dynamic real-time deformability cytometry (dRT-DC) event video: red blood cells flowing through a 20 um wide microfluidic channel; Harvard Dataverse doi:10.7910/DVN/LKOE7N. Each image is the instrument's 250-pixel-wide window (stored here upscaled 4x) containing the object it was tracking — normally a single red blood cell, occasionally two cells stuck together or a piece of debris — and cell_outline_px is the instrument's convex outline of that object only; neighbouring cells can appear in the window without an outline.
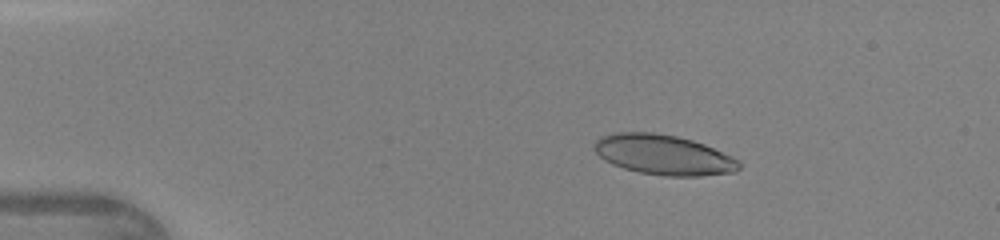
{"species": "human", "species_latin": "Homo sapiens", "temperature_condition": "warm", "stored_images_in_passage": 46, "camera_frame_rate_fps": 3000, "um_per_image_px": 0.085, "donor": {"sex": "female"}, "frame": {"image": 1, "passage_image": 8, "time_ms": 2.333, "image_size_px": [1000, 240], "cell_outline_px": [[740, 168], [736, 172], [700, 176], [664, 176], [640, 172], [624, 168], [612, 164], [604, 160], [596, 152], [596, 140], [600, 136], [616, 132], [652, 132], [676, 136], [692, 140], [704, 144], [732, 156], [740, 160]], "centroid_in_image_um": [56.43, 13.16], "position_along_channel_um": 28.6, "area_um2": 33.76}}
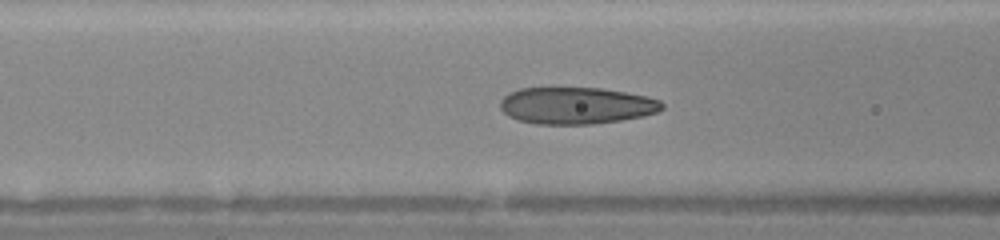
{"frame": {"image": 2, "passage_image": 19, "time_ms": 6.0, "image_size_px": [1000, 240], "cell_outline_px": [[664, 108], [656, 112], [644, 116], [620, 120], [592, 124], [536, 124], [516, 120], [508, 116], [500, 108], [500, 100], [508, 92], [520, 88], [600, 88], [624, 92], [644, 96], [660, 100], [664, 104]], "centroid_in_image_um": [48.95, 8.98], "position_along_channel_um": 117.7, "area_um2": 34.8}}
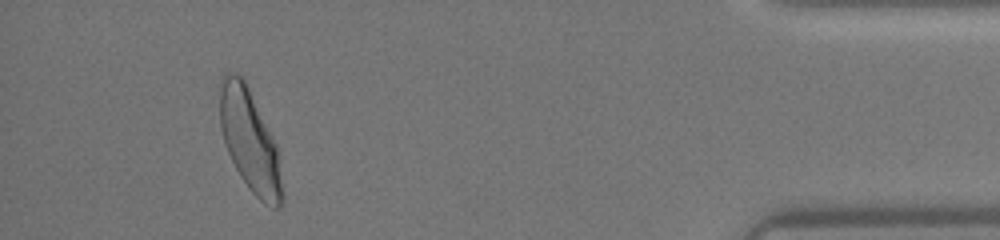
{"frame": {"image": 3, "passage_image": 43, "time_ms": 14.0, "image_size_px": [1000, 240], "cell_outline_px": [[284, 200], [276, 208], [272, 208], [264, 204], [248, 188], [240, 176], [224, 144], [220, 128], [220, 80], [224, 72], [232, 72], [240, 76], [244, 80], [276, 144], [284, 192]], "centroid_in_image_um": [21.23, 11.99], "position_along_channel_um": 414.0, "area_um2": 36.82}, "authors_computed_cell_mechanics": {"area_um2": 34.4199, "velocity_mm_per_s": 4.3771, "shape_relaxation_time_tau1_ms": 4.4881, "shape_relaxation_time_tau2_ms": 0.686, "deformation_change_tau1": 0.1811, "deformation_change_tau2": 0.0649}}